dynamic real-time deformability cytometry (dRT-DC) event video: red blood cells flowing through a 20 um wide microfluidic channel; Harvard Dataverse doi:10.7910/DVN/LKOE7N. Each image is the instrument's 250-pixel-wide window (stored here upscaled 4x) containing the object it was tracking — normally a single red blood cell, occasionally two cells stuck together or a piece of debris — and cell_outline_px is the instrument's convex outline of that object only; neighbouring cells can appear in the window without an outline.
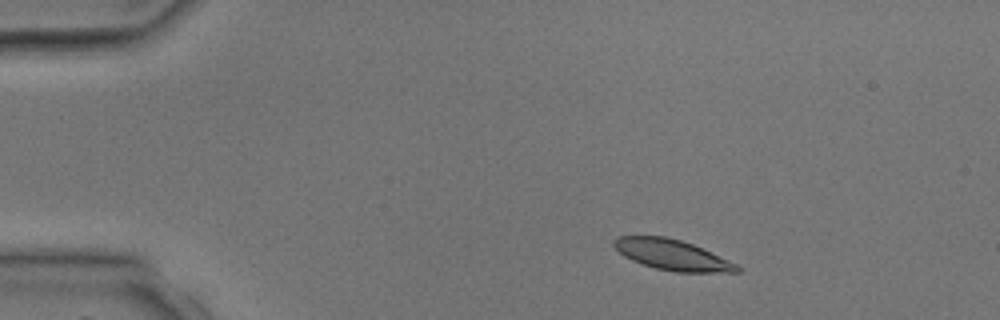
{"species": "common noctule bat (a hibernating species)", "species_latin": "Nyctalus noctula", "temperature_condition": "room temperature", "stored_images_in_passage": 3, "camera_frame_rate_fps": 3000, "um_per_image_px": 0.085, "animal": {"sex": "male", "body_mass_g": 17.9, "forearm_length_mm": 54.2}, "frame": {"image": 1, "passage_image": 2, "time_ms": 1.333, "image_size_px": [1000, 320], "cell_outline_px": [[744, 268], [740, 272], [676, 272], [656, 268], [632, 260], [624, 256], [612, 244], [612, 240], [620, 236], [664, 236], [680, 240], [692, 244], [736, 264]], "centroid_in_image_um": [57.13, 21.66], "position_along_channel_um": 27.9, "area_um2": 21.56}}